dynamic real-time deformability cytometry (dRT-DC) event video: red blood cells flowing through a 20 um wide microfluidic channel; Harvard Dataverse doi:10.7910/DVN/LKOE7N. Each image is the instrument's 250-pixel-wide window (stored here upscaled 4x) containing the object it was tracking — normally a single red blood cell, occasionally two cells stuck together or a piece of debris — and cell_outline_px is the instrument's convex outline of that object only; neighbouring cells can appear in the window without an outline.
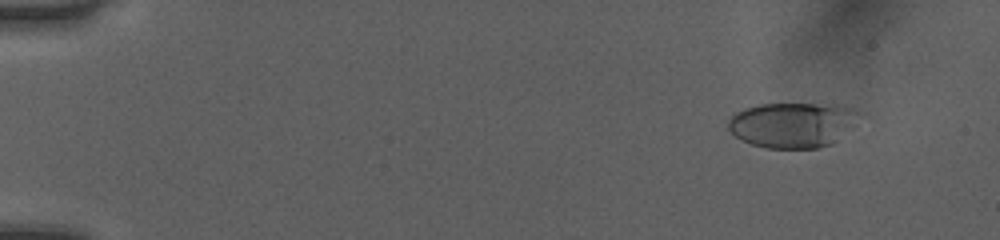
{"species": "human", "species_latin": "Homo sapiens", "temperature_condition": "room temperature", "stored_images_in_passage": 52, "camera_frame_rate_fps": 3000, "um_per_image_px": 0.085, "donor": {"sex": "female"}, "frame": {"image": 1, "passage_image": 6, "time_ms": 1.667, "image_size_px": [1000, 240], "cell_outline_px": [[856, 112], [832, 144], [816, 148], [764, 148], [740, 140], [728, 128], [728, 120], [736, 112], [744, 108], [760, 104], [844, 104], [856, 108]], "centroid_in_image_um": [67.22, 10.6], "position_along_channel_um": 17.8, "area_um2": 33.64}}
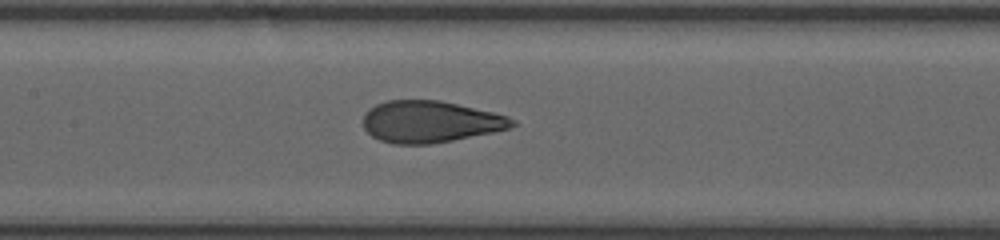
{"frame": {"image": 2, "passage_image": 27, "time_ms": 8.667, "image_size_px": [1000, 240], "cell_outline_px": [[516, 124], [508, 128], [492, 132], [432, 144], [392, 144], [380, 140], [372, 136], [364, 128], [364, 112], [368, 108], [376, 104], [388, 100], [440, 100], [492, 112], [508, 116], [516, 120]], "centroid_in_image_um": [36.53, 10.34], "position_along_channel_um": 170.9, "area_um2": 36.13}}
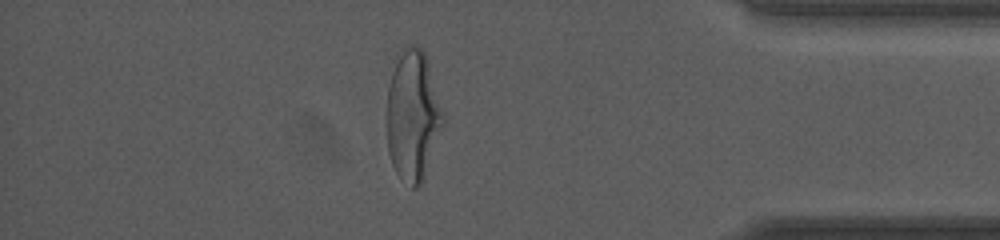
{"frame": {"image": 3, "passage_image": 46, "time_ms": 15.0, "image_size_px": [1000, 240], "cell_outline_px": [[444, 124], [424, 176], [420, 184], [416, 188], [412, 188], [400, 180], [392, 164], [388, 152], [388, 88], [392, 72], [404, 48], [412, 44], [416, 44], [424, 52], [428, 60], [444, 112]], "centroid_in_image_um": [35.12, 9.86], "position_along_channel_um": 400.1, "area_um2": 42.37}, "authors_computed_cell_mechanics": {"area_um2": 36.7608, "velocity_mm_per_s": 4.0653, "shape_relaxation_time_tau1_ms": 4.2174, "shape_relaxation_time_tau2_ms": 0.6657, "deformation_change_tau1": 0.1764, "deformation_change_tau2": 0.0718}}